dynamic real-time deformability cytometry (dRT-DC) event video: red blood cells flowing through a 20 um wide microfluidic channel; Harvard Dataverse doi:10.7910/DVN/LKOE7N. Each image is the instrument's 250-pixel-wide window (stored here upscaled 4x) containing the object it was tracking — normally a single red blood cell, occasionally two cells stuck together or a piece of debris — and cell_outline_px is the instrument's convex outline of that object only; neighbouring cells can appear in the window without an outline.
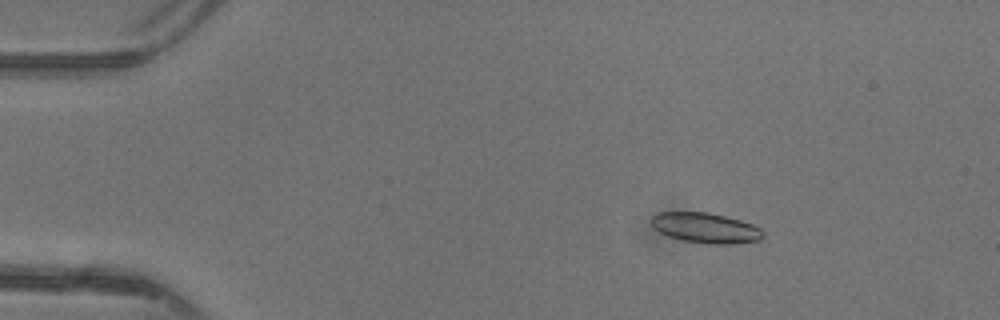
{"species": "common noctule bat (a hibernating species)", "species_latin": "Nyctalus noctula", "temperature_condition": "warm", "stored_images_in_passage": 48, "camera_frame_rate_fps": 3000, "um_per_image_px": 0.085, "animal": {"sex": "female"}, "frame": {"image": 1, "passage_image": 8, "time_ms": 2.333, "image_size_px": [1000, 320], "cell_outline_px": [[764, 236], [760, 240], [732, 244], [712, 244], [684, 240], [668, 236], [652, 228], [652, 216], [656, 212], [708, 212], [740, 220], [752, 224], [760, 228], [764, 232]], "centroid_in_image_um": [59.98, 19.37], "position_along_channel_um": 25.0, "area_um2": 19.65}}
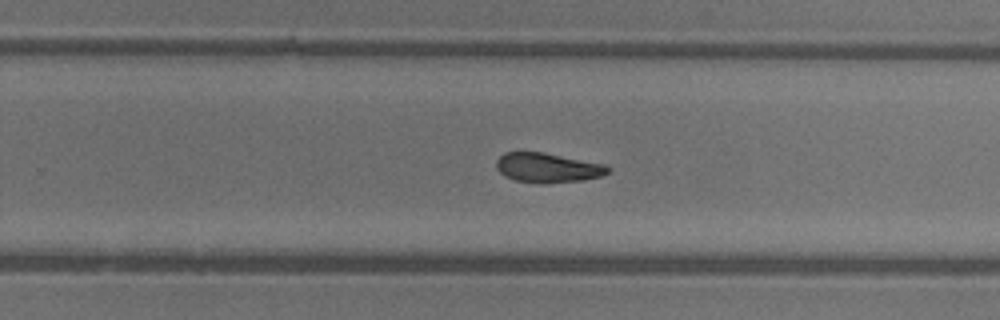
{"frame": {"image": 2, "passage_image": 31, "time_ms": 10.0, "image_size_px": [1000, 320], "cell_outline_px": [[612, 168], [608, 172], [600, 176], [584, 180], [544, 184], [540, 184], [516, 180], [504, 176], [496, 168], [496, 160], [504, 152], [544, 152], [608, 164]], "centroid_in_image_um": [46.58, 14.25], "position_along_channel_um": 283.2, "area_um2": 19.59}}
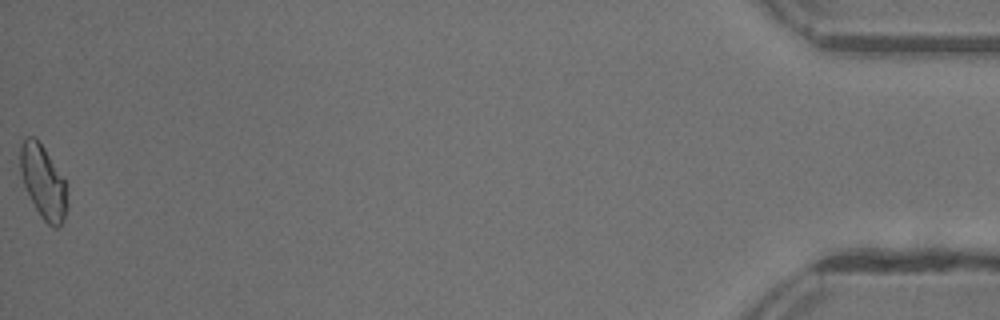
{"frame": {"image": 3, "passage_image": 48, "time_ms": 15.667, "image_size_px": [1000, 320], "cell_outline_px": [[68, 208], [64, 220], [56, 228], [52, 228], [40, 216], [24, 184], [20, 172], [20, 144], [28, 136], [36, 136], [44, 148], [64, 180], [68, 204]], "centroid_in_image_um": [3.67, 15.47], "position_along_channel_um": 431.5, "area_um2": 19.83}, "authors_computed_cell_mechanics": {"area_um2": 19.7676, "velocity_mm_per_s": 4.4068, "shape_relaxation_time_tau1_ms": 3.7728, "shape_relaxation_time_tau2_ms": 5.6945, "deformation_change_tau1": 0.1451, "deformation_change_tau2": 0.1455}}